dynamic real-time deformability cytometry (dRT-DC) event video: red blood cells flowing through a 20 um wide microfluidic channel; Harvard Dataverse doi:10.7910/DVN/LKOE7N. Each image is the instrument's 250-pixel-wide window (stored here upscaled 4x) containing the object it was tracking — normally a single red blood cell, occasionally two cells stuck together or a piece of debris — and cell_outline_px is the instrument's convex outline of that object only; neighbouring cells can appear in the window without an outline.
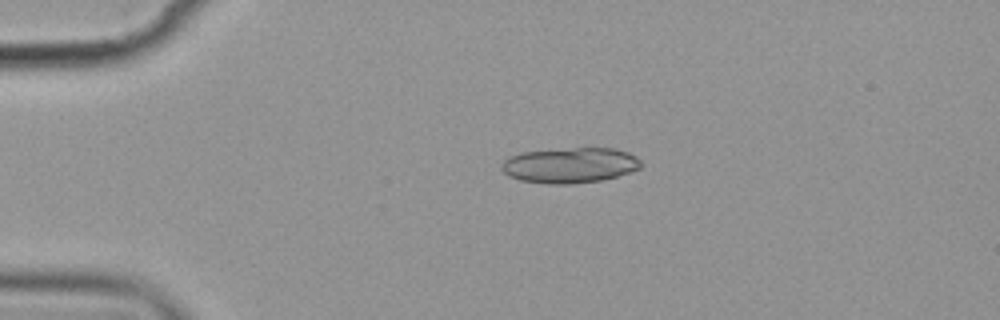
{"species": "common noctule bat (a hibernating species)", "species_latin": "Nyctalus noctula", "temperature_condition": "cold", "stored_images_in_passage": 2, "camera_frame_rate_fps": 3000, "um_per_image_px": 0.085, "animal": {"sex": "female", "body_mass_g": 19.9}, "frame": {"image": 1, "passage_image": 1, "time_ms": 0.0, "image_size_px": [1000, 320], "cell_outline_px": [[640, 168], [616, 176], [600, 180], [572, 184], [548, 184], [520, 180], [508, 176], [500, 168], [500, 164], [508, 156], [524, 152], [576, 148], [616, 148], [628, 152], [636, 156], [640, 160]], "centroid_in_image_um": [48.42, 14.05], "position_along_channel_um": 36.6, "area_um2": 28.67}}